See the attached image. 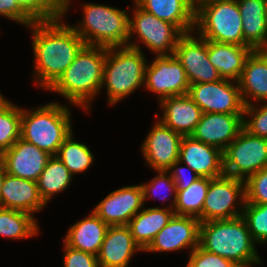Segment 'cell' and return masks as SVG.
<instances>
[{"label":"cell","instance_id":"cell-37","mask_svg":"<svg viewBox=\"0 0 267 267\" xmlns=\"http://www.w3.org/2000/svg\"><path fill=\"white\" fill-rule=\"evenodd\" d=\"M243 128L250 134L267 138V102L244 106Z\"/></svg>","mask_w":267,"mask_h":267},{"label":"cell","instance_id":"cell-20","mask_svg":"<svg viewBox=\"0 0 267 267\" xmlns=\"http://www.w3.org/2000/svg\"><path fill=\"white\" fill-rule=\"evenodd\" d=\"M139 251L128 225L109 226L97 255L99 267H128Z\"/></svg>","mask_w":267,"mask_h":267},{"label":"cell","instance_id":"cell-18","mask_svg":"<svg viewBox=\"0 0 267 267\" xmlns=\"http://www.w3.org/2000/svg\"><path fill=\"white\" fill-rule=\"evenodd\" d=\"M50 157L48 152L19 138L0 155V162L7 174L37 181Z\"/></svg>","mask_w":267,"mask_h":267},{"label":"cell","instance_id":"cell-33","mask_svg":"<svg viewBox=\"0 0 267 267\" xmlns=\"http://www.w3.org/2000/svg\"><path fill=\"white\" fill-rule=\"evenodd\" d=\"M73 136L72 132L59 147L55 156L62 161L74 177V174L86 172L93 165L95 158L90 148L82 142H76Z\"/></svg>","mask_w":267,"mask_h":267},{"label":"cell","instance_id":"cell-12","mask_svg":"<svg viewBox=\"0 0 267 267\" xmlns=\"http://www.w3.org/2000/svg\"><path fill=\"white\" fill-rule=\"evenodd\" d=\"M188 95L203 113L244 114L245 105L237 81L221 79L191 84Z\"/></svg>","mask_w":267,"mask_h":267},{"label":"cell","instance_id":"cell-15","mask_svg":"<svg viewBox=\"0 0 267 267\" xmlns=\"http://www.w3.org/2000/svg\"><path fill=\"white\" fill-rule=\"evenodd\" d=\"M145 207L141 184L125 186L110 192L93 209L108 226L128 225Z\"/></svg>","mask_w":267,"mask_h":267},{"label":"cell","instance_id":"cell-22","mask_svg":"<svg viewBox=\"0 0 267 267\" xmlns=\"http://www.w3.org/2000/svg\"><path fill=\"white\" fill-rule=\"evenodd\" d=\"M47 206L41 199L37 182L10 174L4 175L0 193V207L24 211L32 216Z\"/></svg>","mask_w":267,"mask_h":267},{"label":"cell","instance_id":"cell-11","mask_svg":"<svg viewBox=\"0 0 267 267\" xmlns=\"http://www.w3.org/2000/svg\"><path fill=\"white\" fill-rule=\"evenodd\" d=\"M144 87L157 94L160 102L171 96L188 94L190 84L181 62L172 54L155 56L151 64L147 62Z\"/></svg>","mask_w":267,"mask_h":267},{"label":"cell","instance_id":"cell-17","mask_svg":"<svg viewBox=\"0 0 267 267\" xmlns=\"http://www.w3.org/2000/svg\"><path fill=\"white\" fill-rule=\"evenodd\" d=\"M243 128V114L202 113L191 137L224 150Z\"/></svg>","mask_w":267,"mask_h":267},{"label":"cell","instance_id":"cell-25","mask_svg":"<svg viewBox=\"0 0 267 267\" xmlns=\"http://www.w3.org/2000/svg\"><path fill=\"white\" fill-rule=\"evenodd\" d=\"M244 46L267 51V0H237Z\"/></svg>","mask_w":267,"mask_h":267},{"label":"cell","instance_id":"cell-10","mask_svg":"<svg viewBox=\"0 0 267 267\" xmlns=\"http://www.w3.org/2000/svg\"><path fill=\"white\" fill-rule=\"evenodd\" d=\"M245 202L243 180L225 174L212 178L203 204L202 222L242 216Z\"/></svg>","mask_w":267,"mask_h":267},{"label":"cell","instance_id":"cell-42","mask_svg":"<svg viewBox=\"0 0 267 267\" xmlns=\"http://www.w3.org/2000/svg\"><path fill=\"white\" fill-rule=\"evenodd\" d=\"M181 164L182 163L177 160L168 170L174 180V183L176 184L177 191L187 189L190 184L199 178V176L190 167L187 165L181 166Z\"/></svg>","mask_w":267,"mask_h":267},{"label":"cell","instance_id":"cell-41","mask_svg":"<svg viewBox=\"0 0 267 267\" xmlns=\"http://www.w3.org/2000/svg\"><path fill=\"white\" fill-rule=\"evenodd\" d=\"M0 16L8 18L24 27L35 20L15 0H0Z\"/></svg>","mask_w":267,"mask_h":267},{"label":"cell","instance_id":"cell-30","mask_svg":"<svg viewBox=\"0 0 267 267\" xmlns=\"http://www.w3.org/2000/svg\"><path fill=\"white\" fill-rule=\"evenodd\" d=\"M37 219L31 214L0 207V236L22 240L32 238L40 232Z\"/></svg>","mask_w":267,"mask_h":267},{"label":"cell","instance_id":"cell-24","mask_svg":"<svg viewBox=\"0 0 267 267\" xmlns=\"http://www.w3.org/2000/svg\"><path fill=\"white\" fill-rule=\"evenodd\" d=\"M141 9L172 23L183 34L194 32L196 3L193 0H133Z\"/></svg>","mask_w":267,"mask_h":267},{"label":"cell","instance_id":"cell-6","mask_svg":"<svg viewBox=\"0 0 267 267\" xmlns=\"http://www.w3.org/2000/svg\"><path fill=\"white\" fill-rule=\"evenodd\" d=\"M81 7V22L70 26L86 45L105 48L128 46L129 10L91 2Z\"/></svg>","mask_w":267,"mask_h":267},{"label":"cell","instance_id":"cell-40","mask_svg":"<svg viewBox=\"0 0 267 267\" xmlns=\"http://www.w3.org/2000/svg\"><path fill=\"white\" fill-rule=\"evenodd\" d=\"M63 267H99L97 256L72 248L64 242Z\"/></svg>","mask_w":267,"mask_h":267},{"label":"cell","instance_id":"cell-36","mask_svg":"<svg viewBox=\"0 0 267 267\" xmlns=\"http://www.w3.org/2000/svg\"><path fill=\"white\" fill-rule=\"evenodd\" d=\"M35 20H55L61 16V0H15Z\"/></svg>","mask_w":267,"mask_h":267},{"label":"cell","instance_id":"cell-9","mask_svg":"<svg viewBox=\"0 0 267 267\" xmlns=\"http://www.w3.org/2000/svg\"><path fill=\"white\" fill-rule=\"evenodd\" d=\"M224 174L245 181L267 167V138L241 129L235 140L224 150Z\"/></svg>","mask_w":267,"mask_h":267},{"label":"cell","instance_id":"cell-23","mask_svg":"<svg viewBox=\"0 0 267 267\" xmlns=\"http://www.w3.org/2000/svg\"><path fill=\"white\" fill-rule=\"evenodd\" d=\"M237 82L245 106L267 102V51L251 52Z\"/></svg>","mask_w":267,"mask_h":267},{"label":"cell","instance_id":"cell-26","mask_svg":"<svg viewBox=\"0 0 267 267\" xmlns=\"http://www.w3.org/2000/svg\"><path fill=\"white\" fill-rule=\"evenodd\" d=\"M209 61L219 72L222 79L238 81L248 56L250 47L231 43L207 40Z\"/></svg>","mask_w":267,"mask_h":267},{"label":"cell","instance_id":"cell-19","mask_svg":"<svg viewBox=\"0 0 267 267\" xmlns=\"http://www.w3.org/2000/svg\"><path fill=\"white\" fill-rule=\"evenodd\" d=\"M179 161L199 177L217 178L224 175L223 151L191 136H183L181 140Z\"/></svg>","mask_w":267,"mask_h":267},{"label":"cell","instance_id":"cell-32","mask_svg":"<svg viewBox=\"0 0 267 267\" xmlns=\"http://www.w3.org/2000/svg\"><path fill=\"white\" fill-rule=\"evenodd\" d=\"M22 107L13 104L0 92V155L21 138Z\"/></svg>","mask_w":267,"mask_h":267},{"label":"cell","instance_id":"cell-39","mask_svg":"<svg viewBox=\"0 0 267 267\" xmlns=\"http://www.w3.org/2000/svg\"><path fill=\"white\" fill-rule=\"evenodd\" d=\"M186 267H239L234 262L202 249L199 245L189 254Z\"/></svg>","mask_w":267,"mask_h":267},{"label":"cell","instance_id":"cell-29","mask_svg":"<svg viewBox=\"0 0 267 267\" xmlns=\"http://www.w3.org/2000/svg\"><path fill=\"white\" fill-rule=\"evenodd\" d=\"M74 177L55 155L48 160L37 182L38 192L46 205L53 196L70 187Z\"/></svg>","mask_w":267,"mask_h":267},{"label":"cell","instance_id":"cell-8","mask_svg":"<svg viewBox=\"0 0 267 267\" xmlns=\"http://www.w3.org/2000/svg\"><path fill=\"white\" fill-rule=\"evenodd\" d=\"M133 4L135 7L128 24V46L142 50L139 43L134 40L135 34L138 41L155 54L154 56L174 54L183 33L172 23L141 9L134 1Z\"/></svg>","mask_w":267,"mask_h":267},{"label":"cell","instance_id":"cell-1","mask_svg":"<svg viewBox=\"0 0 267 267\" xmlns=\"http://www.w3.org/2000/svg\"><path fill=\"white\" fill-rule=\"evenodd\" d=\"M29 28L33 33L34 84L48 90L72 64L85 42L70 24L64 23L62 16L35 21Z\"/></svg>","mask_w":267,"mask_h":267},{"label":"cell","instance_id":"cell-21","mask_svg":"<svg viewBox=\"0 0 267 267\" xmlns=\"http://www.w3.org/2000/svg\"><path fill=\"white\" fill-rule=\"evenodd\" d=\"M159 108L163 115L155 116L182 136H191L203 113L188 94L165 98L159 102Z\"/></svg>","mask_w":267,"mask_h":267},{"label":"cell","instance_id":"cell-14","mask_svg":"<svg viewBox=\"0 0 267 267\" xmlns=\"http://www.w3.org/2000/svg\"><path fill=\"white\" fill-rule=\"evenodd\" d=\"M183 136L163 124L159 119L151 127L141 144V153L147 165L156 171H168L179 160Z\"/></svg>","mask_w":267,"mask_h":267},{"label":"cell","instance_id":"cell-28","mask_svg":"<svg viewBox=\"0 0 267 267\" xmlns=\"http://www.w3.org/2000/svg\"><path fill=\"white\" fill-rule=\"evenodd\" d=\"M173 215L174 210L165 206L141 209L128 224L134 241L144 251Z\"/></svg>","mask_w":267,"mask_h":267},{"label":"cell","instance_id":"cell-5","mask_svg":"<svg viewBox=\"0 0 267 267\" xmlns=\"http://www.w3.org/2000/svg\"><path fill=\"white\" fill-rule=\"evenodd\" d=\"M145 57L143 50L129 46L106 48L101 89L106 90L109 105H116L142 86L144 88Z\"/></svg>","mask_w":267,"mask_h":267},{"label":"cell","instance_id":"cell-3","mask_svg":"<svg viewBox=\"0 0 267 267\" xmlns=\"http://www.w3.org/2000/svg\"><path fill=\"white\" fill-rule=\"evenodd\" d=\"M257 245L242 216L200 223L199 246L239 267L262 265Z\"/></svg>","mask_w":267,"mask_h":267},{"label":"cell","instance_id":"cell-7","mask_svg":"<svg viewBox=\"0 0 267 267\" xmlns=\"http://www.w3.org/2000/svg\"><path fill=\"white\" fill-rule=\"evenodd\" d=\"M194 33L205 40L244 45L237 0H200L196 3Z\"/></svg>","mask_w":267,"mask_h":267},{"label":"cell","instance_id":"cell-4","mask_svg":"<svg viewBox=\"0 0 267 267\" xmlns=\"http://www.w3.org/2000/svg\"><path fill=\"white\" fill-rule=\"evenodd\" d=\"M70 107L51 101L30 110L22 109L21 139L56 155L64 140L72 133Z\"/></svg>","mask_w":267,"mask_h":267},{"label":"cell","instance_id":"cell-13","mask_svg":"<svg viewBox=\"0 0 267 267\" xmlns=\"http://www.w3.org/2000/svg\"><path fill=\"white\" fill-rule=\"evenodd\" d=\"M183 34L177 43L174 55L181 62L189 84L210 83L221 80L219 72L209 61L207 40L193 35Z\"/></svg>","mask_w":267,"mask_h":267},{"label":"cell","instance_id":"cell-35","mask_svg":"<svg viewBox=\"0 0 267 267\" xmlns=\"http://www.w3.org/2000/svg\"><path fill=\"white\" fill-rule=\"evenodd\" d=\"M253 240L258 245L267 244V204L245 202L242 211Z\"/></svg>","mask_w":267,"mask_h":267},{"label":"cell","instance_id":"cell-31","mask_svg":"<svg viewBox=\"0 0 267 267\" xmlns=\"http://www.w3.org/2000/svg\"><path fill=\"white\" fill-rule=\"evenodd\" d=\"M212 178L199 177L187 189L177 191L175 215L197 217L202 223V209Z\"/></svg>","mask_w":267,"mask_h":267},{"label":"cell","instance_id":"cell-44","mask_svg":"<svg viewBox=\"0 0 267 267\" xmlns=\"http://www.w3.org/2000/svg\"><path fill=\"white\" fill-rule=\"evenodd\" d=\"M5 174H6L5 168H4L3 164L0 162V193H1L2 184L4 181V175Z\"/></svg>","mask_w":267,"mask_h":267},{"label":"cell","instance_id":"cell-2","mask_svg":"<svg viewBox=\"0 0 267 267\" xmlns=\"http://www.w3.org/2000/svg\"><path fill=\"white\" fill-rule=\"evenodd\" d=\"M105 60V47L85 44L47 91H54L70 104L89 112L92 101L101 93Z\"/></svg>","mask_w":267,"mask_h":267},{"label":"cell","instance_id":"cell-16","mask_svg":"<svg viewBox=\"0 0 267 267\" xmlns=\"http://www.w3.org/2000/svg\"><path fill=\"white\" fill-rule=\"evenodd\" d=\"M199 227L197 217L174 214L143 252L168 253L189 249L191 253L199 245Z\"/></svg>","mask_w":267,"mask_h":267},{"label":"cell","instance_id":"cell-34","mask_svg":"<svg viewBox=\"0 0 267 267\" xmlns=\"http://www.w3.org/2000/svg\"><path fill=\"white\" fill-rule=\"evenodd\" d=\"M156 173L157 175H155L150 182L141 183L144 202L154 197V199H162V202L164 200L163 203H165V201L169 200L170 196L173 195V200L170 199L172 203L167 207L174 210L177 195L176 184L168 171H156Z\"/></svg>","mask_w":267,"mask_h":267},{"label":"cell","instance_id":"cell-43","mask_svg":"<svg viewBox=\"0 0 267 267\" xmlns=\"http://www.w3.org/2000/svg\"><path fill=\"white\" fill-rule=\"evenodd\" d=\"M70 3H73V1L72 0H61V16L63 18H65L64 16L67 14L66 12H68L71 7Z\"/></svg>","mask_w":267,"mask_h":267},{"label":"cell","instance_id":"cell-27","mask_svg":"<svg viewBox=\"0 0 267 267\" xmlns=\"http://www.w3.org/2000/svg\"><path fill=\"white\" fill-rule=\"evenodd\" d=\"M108 227L92 210L87 217L68 228L63 242L72 248L97 256Z\"/></svg>","mask_w":267,"mask_h":267},{"label":"cell","instance_id":"cell-38","mask_svg":"<svg viewBox=\"0 0 267 267\" xmlns=\"http://www.w3.org/2000/svg\"><path fill=\"white\" fill-rule=\"evenodd\" d=\"M244 183L247 203L267 204V167L248 177Z\"/></svg>","mask_w":267,"mask_h":267}]
</instances>
